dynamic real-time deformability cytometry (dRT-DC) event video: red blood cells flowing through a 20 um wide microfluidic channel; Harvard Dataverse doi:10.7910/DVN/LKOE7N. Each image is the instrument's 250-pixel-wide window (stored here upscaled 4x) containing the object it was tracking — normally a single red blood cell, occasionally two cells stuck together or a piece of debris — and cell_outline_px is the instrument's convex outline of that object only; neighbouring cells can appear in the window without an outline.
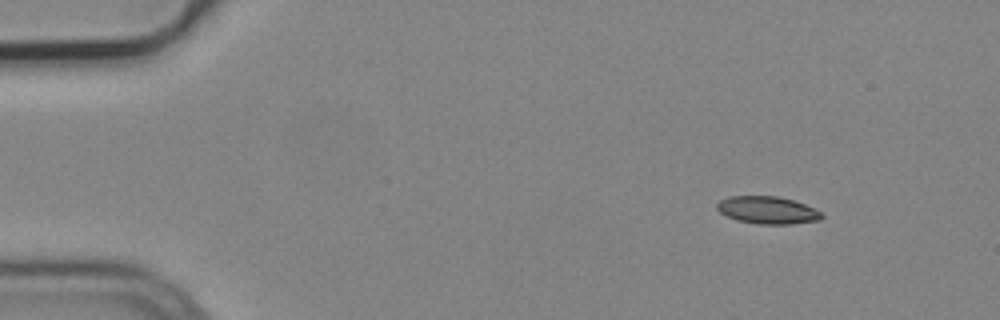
{"species": "common noctule bat (a hibernating species)", "species_latin": "Nyctalus noctula", "temperature_condition": "cold", "stored_images_in_passage": 4, "camera_frame_rate_fps": 3000, "um_per_image_px": 0.085, "animal": {"sex": "male", "body_mass_g": 19.2, "forearm_length_mm": 51.8}, "frame": {"image": 1, "passage_image": 1, "time_ms": 0.0, "image_size_px": [1000, 320], "cell_outline_px": [[824, 216], [820, 220], [792, 224], [756, 224], [736, 220], [720, 212], [716, 208], [716, 204], [720, 200], [728, 196], [776, 196], [792, 200], [804, 204], [820, 212]], "centroid_in_image_um": [65.21, 17.86], "position_along_channel_um": 19.8, "area_um2": 16.7}}
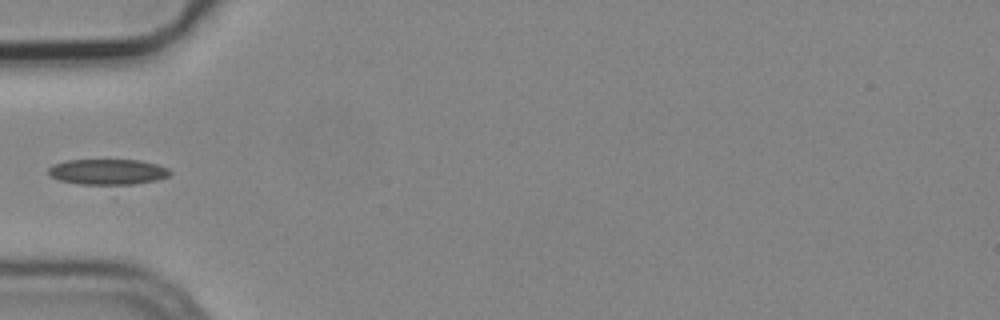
{"frame": {"image": 2, "passage_image": 4, "time_ms": 1.0, "image_size_px": [1000, 320], "cell_outline_px": [[172, 172], [168, 176], [156, 180], [132, 184], [80, 184], [60, 180], [52, 176], [48, 172], [48, 168], [52, 164], [68, 160], [140, 160], [156, 164], [168, 168]], "centroid_in_image_um": [9.16, 14.59], "position_along_channel_um": 75.8, "area_um2": 17.98}}